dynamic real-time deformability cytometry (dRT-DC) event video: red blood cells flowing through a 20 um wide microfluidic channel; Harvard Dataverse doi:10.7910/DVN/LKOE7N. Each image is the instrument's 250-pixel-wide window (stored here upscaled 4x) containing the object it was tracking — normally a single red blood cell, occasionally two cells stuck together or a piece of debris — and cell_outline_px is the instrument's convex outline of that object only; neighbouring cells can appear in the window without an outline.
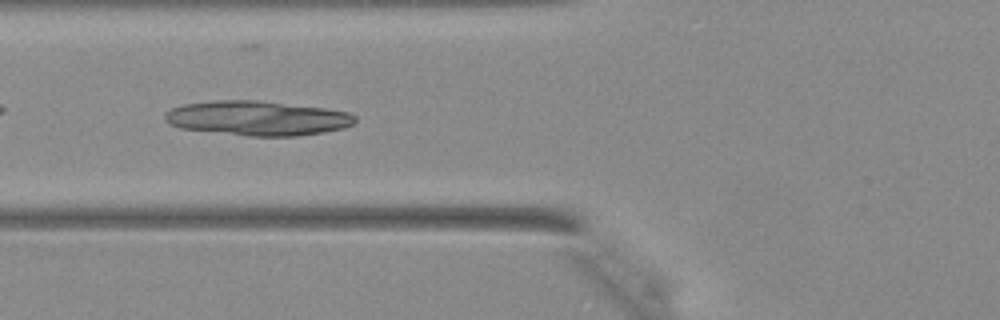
{"species": "Egyptian fruit bat (a non-hibernating species)", "species_latin": "Rousettus aegyptiacus", "temperature_condition": "warm", "stored_images_in_passage": 13, "camera_frame_rate_fps": 3000, "um_per_image_px": 0.085, "animal": {"sex": "female"}, "frame": {"image": 1, "passage_image": 5, "time_ms": 1.333, "image_size_px": [1000, 320], "cell_outline_px": [[356, 120], [352, 124], [344, 128], [324, 132], [296, 136], [248, 136], [180, 128], [164, 120], [164, 112], [172, 108], [184, 104], [216, 100], [256, 100], [324, 108], [348, 112], [356, 116]], "centroid_in_image_um": [21.87, 10.04], "position_along_channel_um": 103.9, "area_um2": 38.26}}
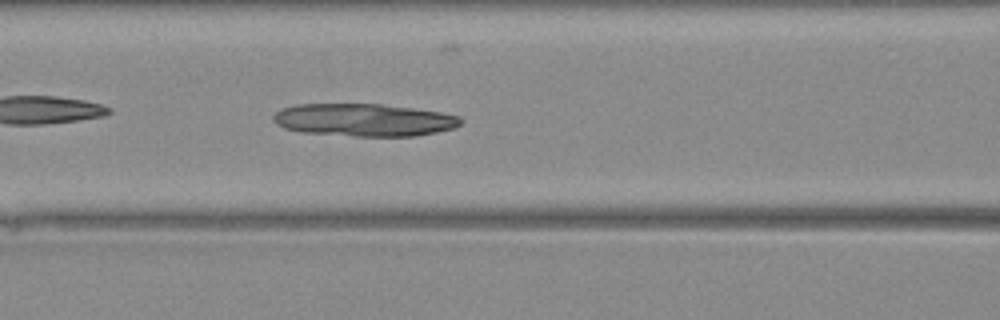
{"frame": {"image": 2, "passage_image": 7, "time_ms": 2.0, "image_size_px": [1000, 320], "cell_outline_px": [[464, 120], [460, 124], [452, 128], [436, 132], [416, 136], [356, 136], [304, 132], [284, 128], [276, 124], [272, 120], [272, 116], [280, 108], [296, 104], [380, 104], [444, 112], [460, 116]], "centroid_in_image_um": [30.93, 10.19], "position_along_channel_um": 135.7, "area_um2": 35.72}}
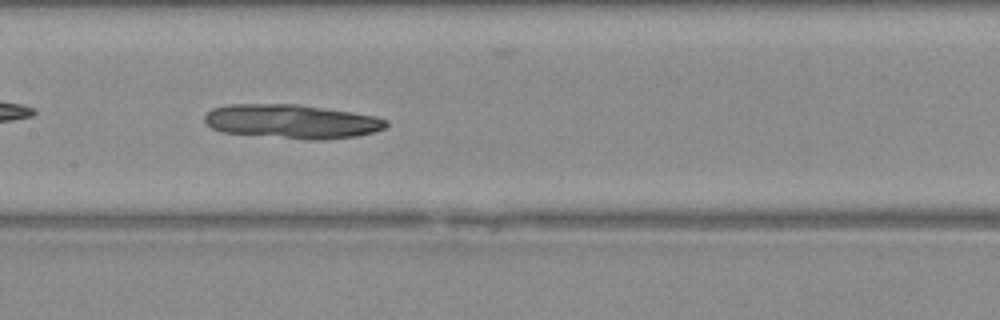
{"frame": {"image": 3, "passage_image": 10, "time_ms": 3.0, "image_size_px": [1000, 320], "cell_outline_px": [[388, 124], [384, 128], [372, 132], [356, 136], [324, 140], [308, 140], [220, 132], [212, 128], [204, 120], [204, 116], [212, 108], [228, 104], [296, 104], [376, 116], [388, 120]], "centroid_in_image_um": [24.78, 10.33], "position_along_channel_um": 182.6, "area_um2": 36.01}}